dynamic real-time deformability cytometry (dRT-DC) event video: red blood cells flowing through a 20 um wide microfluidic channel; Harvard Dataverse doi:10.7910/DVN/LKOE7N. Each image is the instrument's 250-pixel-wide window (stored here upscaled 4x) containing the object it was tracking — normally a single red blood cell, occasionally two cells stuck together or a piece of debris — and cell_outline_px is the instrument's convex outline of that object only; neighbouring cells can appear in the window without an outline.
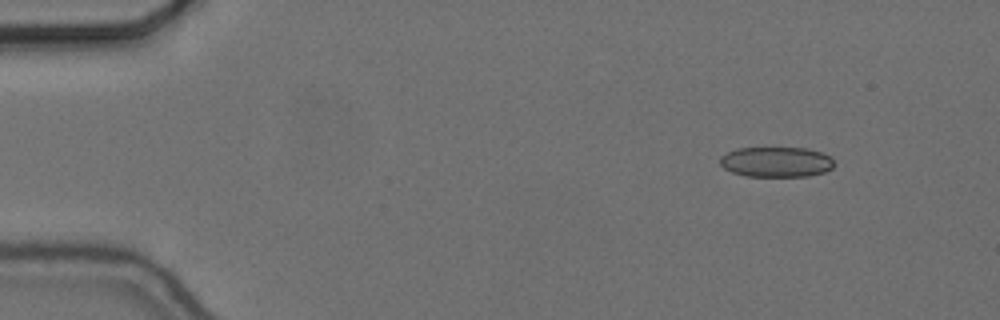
{"species": "common noctule bat (a hibernating species)", "species_latin": "Nyctalus noctula", "temperature_condition": "cold", "stored_images_in_passage": 11, "camera_frame_rate_fps": 3000, "um_per_image_px": 0.085, "animal": {"sex": "female", "body_mass_g": 24.6, "forearm_length_mm": 56.2}, "frame": {"image": 1, "passage_image": 2, "time_ms": 0.333, "image_size_px": [1000, 320], "cell_outline_px": [[832, 168], [824, 172], [808, 176], [744, 176], [732, 172], [724, 168], [720, 164], [720, 156], [736, 148], [808, 148], [820, 152], [828, 156], [832, 160]], "centroid_in_image_um": [65.94, 13.76], "position_along_channel_um": 19.1, "area_um2": 20.0}}